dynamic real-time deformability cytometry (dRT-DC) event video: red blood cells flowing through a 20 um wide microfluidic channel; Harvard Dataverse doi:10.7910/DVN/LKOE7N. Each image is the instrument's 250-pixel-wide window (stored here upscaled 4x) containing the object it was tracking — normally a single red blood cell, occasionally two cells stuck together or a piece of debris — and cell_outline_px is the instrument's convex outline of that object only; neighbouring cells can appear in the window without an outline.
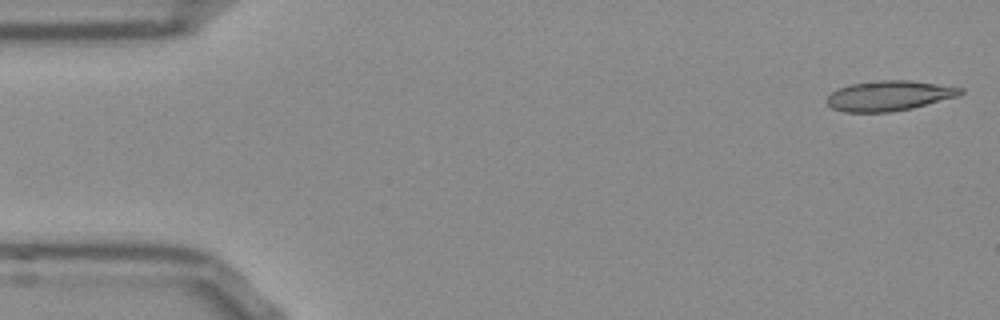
{"species": "Egyptian fruit bat (a non-hibernating species)", "species_latin": "Rousettus aegyptiacus", "temperature_condition": "room temperature", "stored_images_in_passage": 52, "camera_frame_rate_fps": 3000, "um_per_image_px": 0.085, "frame": {"image": 1, "passage_image": 1, "time_ms": 0.0, "image_size_px": [1000, 320], "cell_outline_px": [[964, 92], [956, 96], [912, 108], [892, 112], [844, 112], [832, 108], [824, 100], [836, 88], [852, 84], [876, 80], [908, 80], [964, 88]], "centroid_in_image_um": [75.52, 8.14], "position_along_channel_um": 9.5, "area_um2": 23.35}}
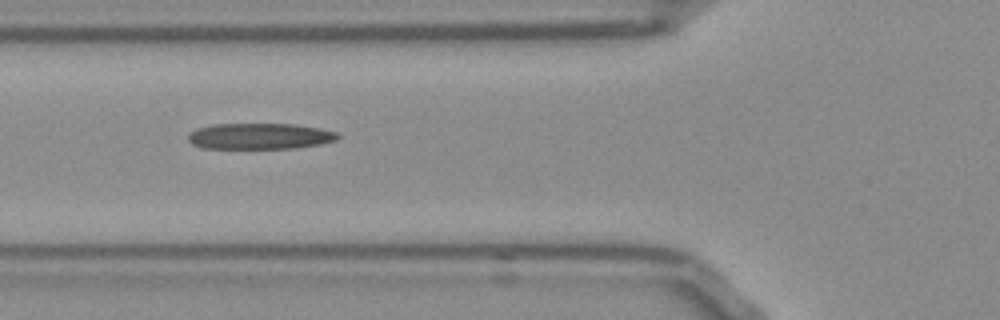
{"frame": {"image": 2, "passage_image": 18, "time_ms": 5.667, "image_size_px": [1000, 320], "cell_outline_px": [[340, 136], [336, 140], [320, 144], [296, 148], [204, 148], [192, 144], [188, 140], [188, 132], [196, 128], [212, 124], [296, 124], [320, 128], [336, 132]], "centroid_in_image_um": [22.06, 11.57], "position_along_channel_um": 103.7, "area_um2": 22.77}}
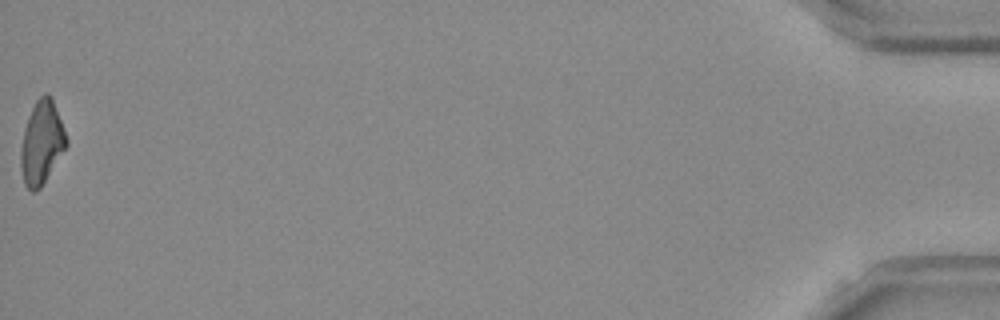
{"frame": {"image": 3, "passage_image": 52, "time_ms": 17.0, "image_size_px": [1000, 320], "cell_outline_px": [[68, 144], [40, 188], [36, 192], [32, 192], [24, 184], [20, 164], [20, 152], [24, 128], [28, 116], [36, 100], [44, 92], [48, 92], [52, 96], [68, 140]], "centroid_in_image_um": [3.54, 12.1], "position_along_channel_um": 431.7, "area_um2": 22.14}, "authors_computed_cell_mechanics": {"area_um2": 23.0044, "velocity_mm_per_s": 3.8195, "shape_relaxation_time_tau1_ms": null, "shape_relaxation_time_tau2_ms": 6.1338, "deformation_change_tau1": null, "deformation_change_tau2": 0.2033}}